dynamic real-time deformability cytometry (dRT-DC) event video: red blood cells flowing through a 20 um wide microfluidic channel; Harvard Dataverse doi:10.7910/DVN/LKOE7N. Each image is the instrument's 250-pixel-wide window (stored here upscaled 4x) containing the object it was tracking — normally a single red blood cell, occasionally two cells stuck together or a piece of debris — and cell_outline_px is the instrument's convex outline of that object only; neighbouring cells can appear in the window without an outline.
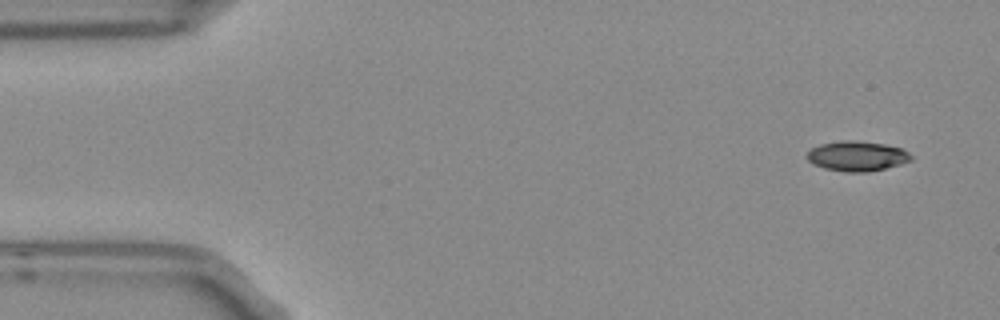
{"species": "Egyptian fruit bat (a non-hibernating species)", "species_latin": "Rousettus aegyptiacus", "temperature_condition": "room temperature", "stored_images_in_passage": 7, "camera_frame_rate_fps": 3000, "um_per_image_px": 0.085, "frame": {"image": 1, "passage_image": 1, "time_ms": 0.0, "image_size_px": [1000, 320], "cell_outline_px": [[912, 160], [900, 164], [868, 172], [844, 172], [824, 168], [812, 164], [804, 156], [812, 148], [820, 144], [840, 140], [856, 140], [884, 144], [900, 148], [908, 152], [912, 156]], "centroid_in_image_um": [72.8, 13.26], "position_along_channel_um": 12.2, "area_um2": 18.26}}
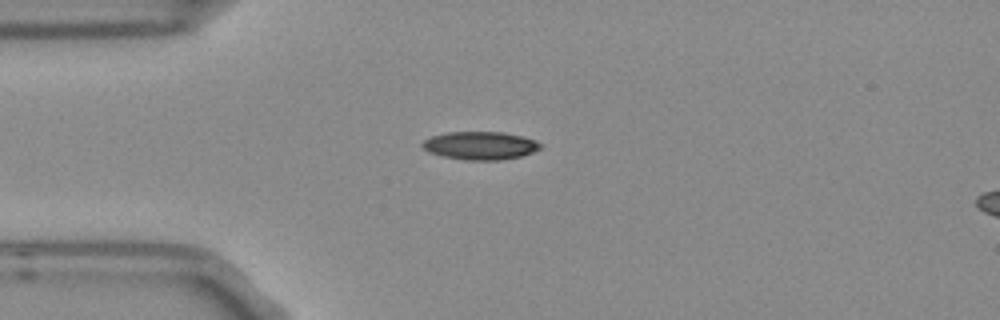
{"frame": {"image": 2, "passage_image": 3, "time_ms": 0.667, "image_size_px": [1000, 320], "cell_outline_px": [[544, 148], [520, 156], [500, 160], [468, 160], [444, 156], [428, 152], [420, 144], [424, 140], [432, 136], [448, 132], [500, 132], [520, 136], [536, 140], [544, 144]], "centroid_in_image_um": [40.85, 12.37], "position_along_channel_um": 44.1, "area_um2": 19.25}}
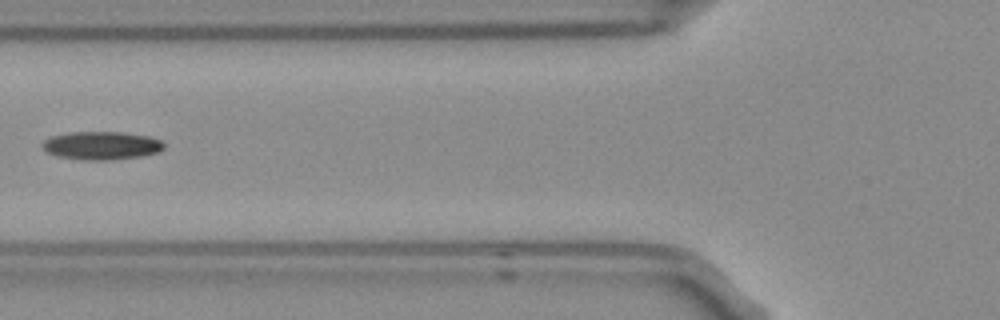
{"frame": {"image": 3, "passage_image": 5, "time_ms": 1.333, "image_size_px": [1000, 320], "cell_outline_px": [[164, 148], [156, 152], [140, 156], [108, 160], [84, 160], [56, 156], [48, 152], [40, 144], [44, 140], [52, 136], [68, 132], [124, 132], [148, 136], [160, 140], [164, 144]], "centroid_in_image_um": [8.6, 12.36], "position_along_channel_um": 117.2, "area_um2": 19.88}}